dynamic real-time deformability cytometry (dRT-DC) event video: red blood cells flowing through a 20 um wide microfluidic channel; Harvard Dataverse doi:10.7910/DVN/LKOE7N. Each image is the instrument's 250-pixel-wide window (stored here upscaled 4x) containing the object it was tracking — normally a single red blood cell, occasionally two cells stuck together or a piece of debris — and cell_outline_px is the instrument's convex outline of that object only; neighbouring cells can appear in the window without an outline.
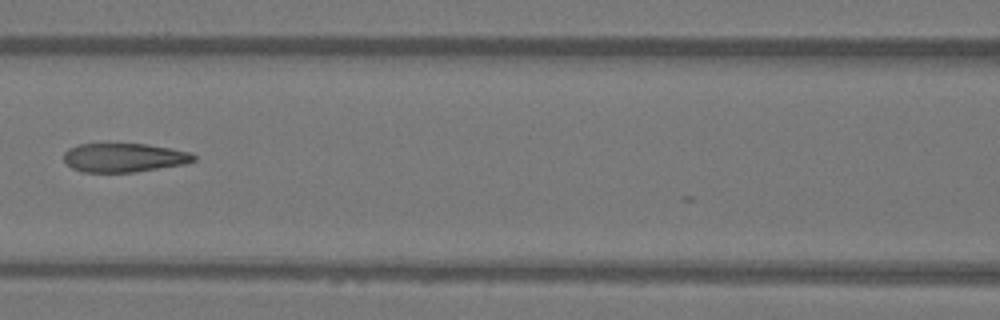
{"species": "Egyptian fruit bat (a non-hibernating species)", "species_latin": "Rousettus aegyptiacus", "temperature_condition": "warm", "stored_images_in_passage": 7, "camera_frame_rate_fps": 3000, "um_per_image_px": 0.085, "animal": {"sex": "female"}, "frame": {"image": 1, "passage_image": 7, "time_ms": 2.0, "image_size_px": [1000, 320], "cell_outline_px": [[196, 160], [184, 164], [136, 172], [80, 172], [72, 168], [64, 160], [64, 152], [68, 148], [80, 144], [148, 144], [172, 148], [192, 152], [196, 156]], "centroid_in_image_um": [10.57, 13.4], "position_along_channel_um": 156.0, "area_um2": 22.02}}